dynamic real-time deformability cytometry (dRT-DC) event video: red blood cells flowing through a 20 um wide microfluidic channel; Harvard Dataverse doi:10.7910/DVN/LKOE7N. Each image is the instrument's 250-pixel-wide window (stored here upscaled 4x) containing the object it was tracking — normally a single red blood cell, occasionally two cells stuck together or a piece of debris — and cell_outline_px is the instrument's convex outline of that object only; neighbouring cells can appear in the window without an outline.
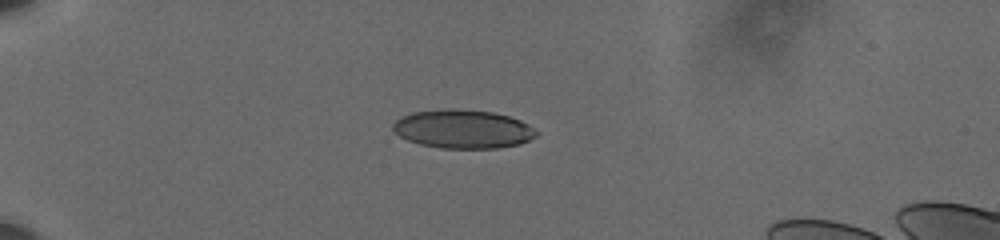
{"species": "human", "species_latin": "Homo sapiens", "temperature_condition": "cold", "stored_images_in_passage": 9, "camera_frame_rate_fps": 3000, "um_per_image_px": 0.085, "donor": {"sex": "male"}, "frame": {"image": 1, "passage_image": 6, "time_ms": 1.667, "image_size_px": [1000, 240], "cell_outline_px": [[540, 132], [536, 136], [520, 144], [496, 148], [440, 148], [420, 144], [408, 140], [400, 136], [392, 128], [392, 124], [396, 120], [412, 112], [452, 108], [492, 112], [508, 116], [520, 120], [528, 124]], "centroid_in_image_um": [39.37, 10.97], "position_along_channel_um": 45.6, "area_um2": 32.19}}
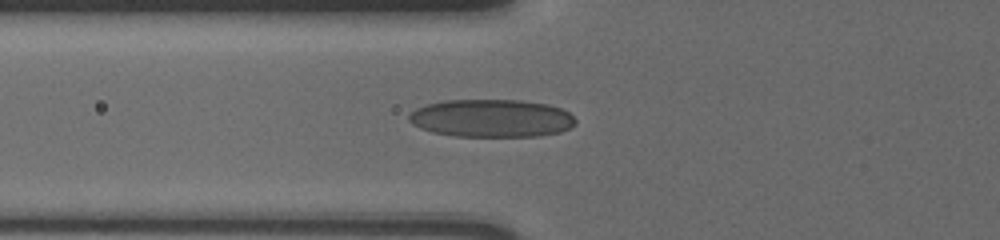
{"frame": {"image": 2, "passage_image": 9, "time_ms": 2.667, "image_size_px": [1000, 240], "cell_outline_px": [[576, 124], [560, 132], [540, 136], [456, 136], [432, 132], [420, 128], [412, 124], [408, 120], [408, 116], [416, 108], [428, 104], [444, 100], [520, 100], [548, 104], [560, 108], [568, 112], [576, 120]], "centroid_in_image_um": [41.77, 10.05], "position_along_channel_um": 84.0, "area_um2": 36.76}}